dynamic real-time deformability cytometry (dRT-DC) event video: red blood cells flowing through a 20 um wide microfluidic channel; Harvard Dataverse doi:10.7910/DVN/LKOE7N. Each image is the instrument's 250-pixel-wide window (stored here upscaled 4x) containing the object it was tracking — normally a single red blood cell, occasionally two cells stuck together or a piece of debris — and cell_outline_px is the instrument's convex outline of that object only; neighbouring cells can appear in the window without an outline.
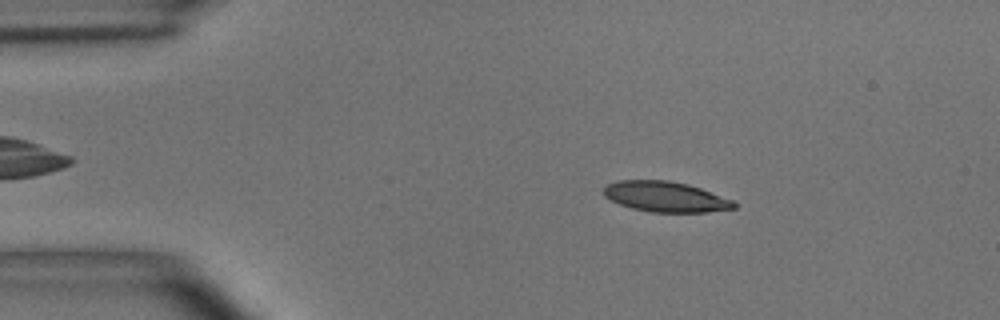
{"species": "common noctule bat (a hibernating species)", "species_latin": "Nyctalus noctula", "temperature_condition": "room temperature", "stored_images_in_passage": 53, "camera_frame_rate_fps": 3000, "um_per_image_px": 0.085, "animal": {"sex": "male", "body_mass_g": 15.6}, "frame": {"image": 1, "passage_image": 8, "time_ms": 2.333, "image_size_px": [1000, 320], "cell_outline_px": [[736, 208], [708, 212], [652, 212], [632, 208], [620, 204], [604, 196], [604, 188], [608, 184], [616, 180], [668, 180], [688, 184], [700, 188], [732, 200], [736, 204]], "centroid_in_image_um": [56.56, 16.72], "position_along_channel_um": 28.4, "area_um2": 22.95}}
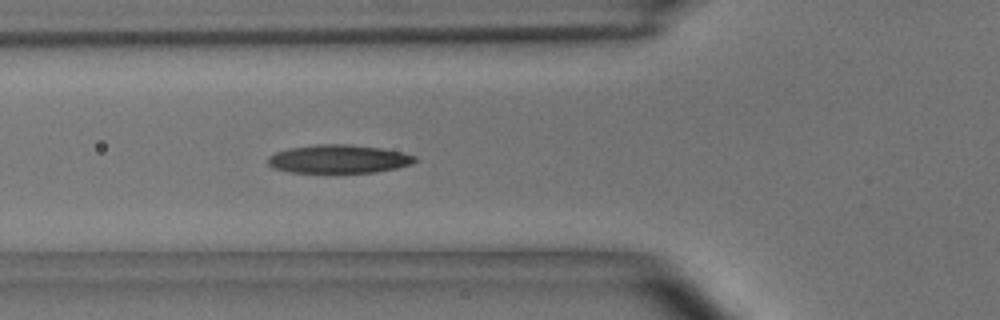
{"frame": {"image": 2, "passage_image": 18, "time_ms": 5.667, "image_size_px": [1000, 320], "cell_outline_px": [[416, 160], [412, 164], [396, 168], [376, 172], [288, 172], [272, 168], [268, 164], [268, 156], [276, 152], [292, 148], [316, 144], [348, 144], [380, 148], [400, 152], [416, 156]], "centroid_in_image_um": [28.76, 13.51], "position_along_channel_um": 97.0, "area_um2": 24.16}}
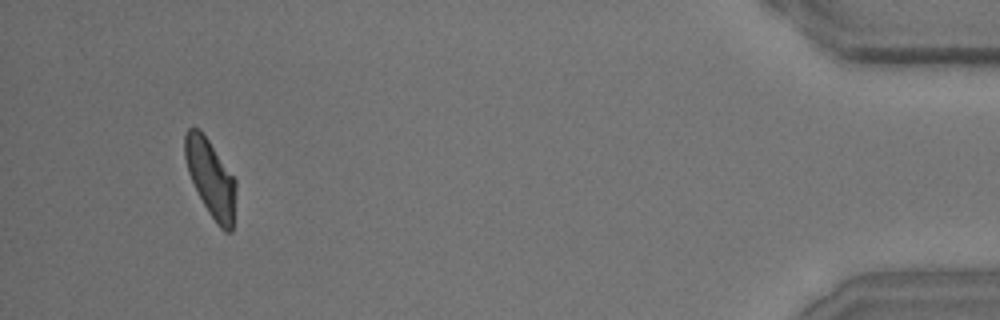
{"frame": {"image": 3, "passage_image": 50, "time_ms": 16.333, "image_size_px": [1000, 320], "cell_outline_px": [[236, 188], [232, 232], [224, 232], [220, 228], [208, 212], [188, 172], [184, 156], [184, 136], [188, 128], [200, 128], [236, 180]], "centroid_in_image_um": [17.91, 15.14], "position_along_channel_um": 417.3, "area_um2": 22.72}, "authors_computed_cell_mechanics": {"area_um2": 23.7558, "velocity_mm_per_s": 3.6754, "shape_relaxation_time_tau1_ms": 5.1213, "shape_relaxation_time_tau2_ms": 3.685, "deformation_change_tau1": 0.1654, "deformation_change_tau2": 0.1102}}